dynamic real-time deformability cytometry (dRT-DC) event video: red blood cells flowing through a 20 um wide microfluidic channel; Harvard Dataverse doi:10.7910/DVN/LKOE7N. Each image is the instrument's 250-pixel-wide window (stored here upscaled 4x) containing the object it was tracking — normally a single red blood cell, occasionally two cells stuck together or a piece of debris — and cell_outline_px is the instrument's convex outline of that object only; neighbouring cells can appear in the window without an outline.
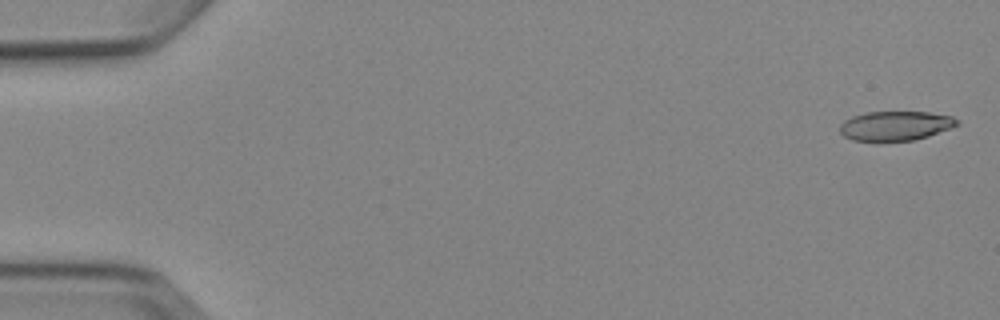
{"species": "Egyptian fruit bat (a non-hibernating species)", "species_latin": "Rousettus aegyptiacus", "temperature_condition": "cold", "stored_images_in_passage": 5, "camera_frame_rate_fps": 3000, "um_per_image_px": 0.085, "animal": {"sex": "female"}, "frame": {"image": 1, "passage_image": 1, "time_ms": 0.0, "image_size_px": [1000, 320], "cell_outline_px": [[960, 124], [928, 136], [912, 140], [852, 140], [844, 136], [840, 132], [840, 124], [844, 120], [852, 116], [868, 112], [928, 112], [952, 116], [960, 120]], "centroid_in_image_um": [76.12, 10.67], "position_along_channel_um": 8.9, "area_um2": 19.88}}
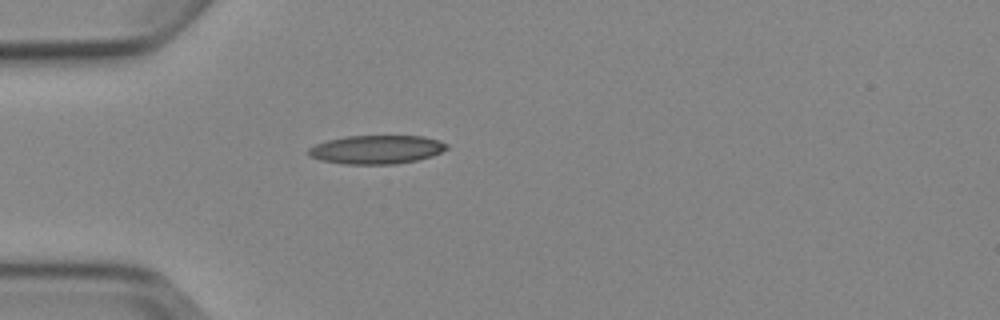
{"frame": {"image": 2, "passage_image": 5, "time_ms": 4.667, "image_size_px": [1000, 320], "cell_outline_px": [[448, 148], [432, 156], [416, 160], [396, 164], [344, 164], [320, 160], [312, 156], [308, 152], [308, 148], [316, 144], [328, 140], [348, 136], [424, 136], [440, 140], [448, 144]], "centroid_in_image_um": [32.03, 12.71], "position_along_channel_um": 53.0, "area_um2": 23.0}}